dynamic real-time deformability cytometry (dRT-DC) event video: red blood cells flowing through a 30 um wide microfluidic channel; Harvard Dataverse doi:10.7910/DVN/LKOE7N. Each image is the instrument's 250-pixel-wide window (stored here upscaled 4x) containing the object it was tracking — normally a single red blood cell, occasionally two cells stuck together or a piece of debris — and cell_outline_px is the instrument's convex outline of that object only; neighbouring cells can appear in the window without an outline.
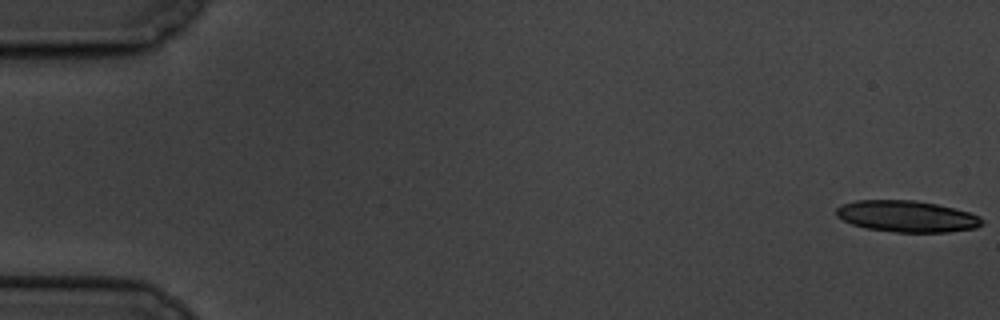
{"species": "common noctule bat (a hibernating species)", "species_latin": "Nyctalus noctula", "temperature_condition": "cold", "stored_images_in_passage": 6, "camera_frame_rate_fps": 3000, "um_per_image_px": 0.085, "animal": {"sex": "male", "body_mass_g": 19.5, "forearm_length_mm": 54.6}, "frame": {"image": 1, "passage_image": 1, "time_ms": 0.0, "image_size_px": [1000, 320], "cell_outline_px": [[984, 224], [976, 228], [948, 232], [896, 232], [868, 228], [852, 224], [836, 216], [836, 208], [844, 204], [856, 200], [916, 200], [936, 204], [968, 212], [980, 216], [984, 220]], "centroid_in_image_um": [77.11, 18.39], "position_along_channel_um": 7.9, "area_um2": 26.59}}
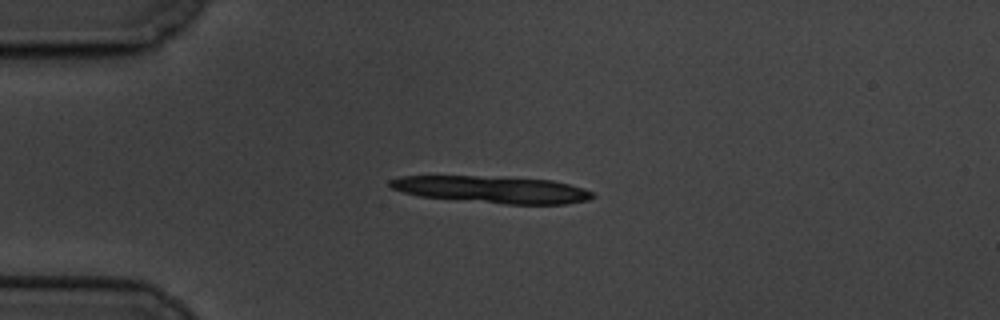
{"frame": {"image": 2, "passage_image": 5, "time_ms": 4.667, "image_size_px": [1000, 320], "cell_outline_px": [[596, 196], [588, 200], [564, 204], [504, 204], [420, 196], [404, 192], [392, 188], [388, 184], [388, 180], [400, 176], [476, 176], [552, 180], [584, 188], [592, 192]], "centroid_in_image_um": [41.83, 16.11], "position_along_channel_um": 43.2, "area_um2": 31.62}}